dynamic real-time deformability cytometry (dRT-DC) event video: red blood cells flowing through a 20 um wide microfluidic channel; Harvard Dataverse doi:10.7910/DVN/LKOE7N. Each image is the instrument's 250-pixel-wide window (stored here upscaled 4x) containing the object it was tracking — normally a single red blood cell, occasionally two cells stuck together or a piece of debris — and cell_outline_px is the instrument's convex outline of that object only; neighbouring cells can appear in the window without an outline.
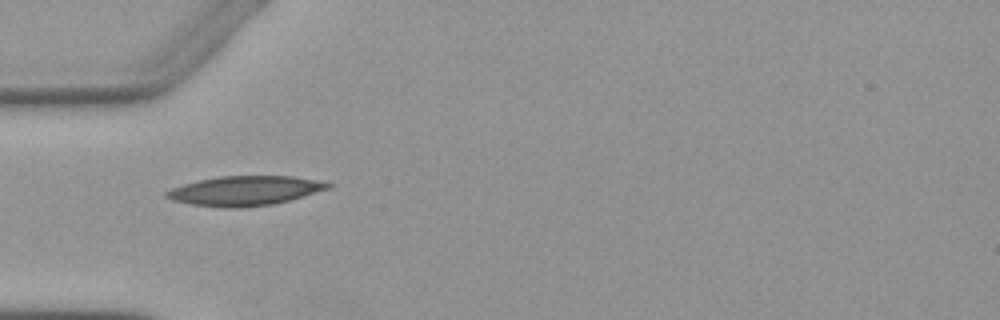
{"species": "Egyptian fruit bat (a non-hibernating species)", "species_latin": "Rousettus aegyptiacus", "temperature_condition": "warm", "stored_images_in_passage": 7, "camera_frame_rate_fps": 3000, "um_per_image_px": 0.085, "animal": {"sex": "female"}, "frame": {"image": 1, "passage_image": 4, "time_ms": 3.667, "image_size_px": [1000, 320], "cell_outline_px": [[332, 188], [288, 200], [272, 204], [240, 208], [224, 208], [192, 204], [172, 200], [164, 196], [164, 192], [172, 188], [184, 184], [200, 180], [220, 176], [292, 176], [316, 180], [332, 184]], "centroid_in_image_um": [20.8, 16.21], "position_along_channel_um": 64.2, "area_um2": 27.63}}
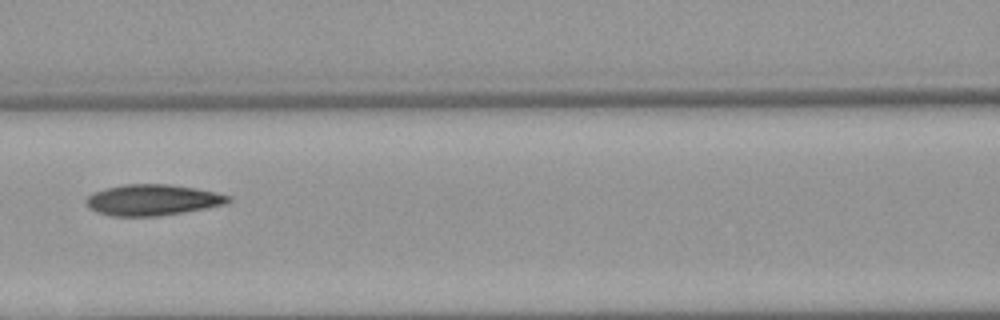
{"frame": {"image": 2, "passage_image": 6, "time_ms": 6.0, "image_size_px": [1000, 320], "cell_outline_px": [[232, 200], [224, 204], [184, 212], [160, 216], [108, 216], [96, 212], [88, 208], [84, 200], [92, 192], [104, 188], [124, 184], [168, 184], [196, 188], [216, 192], [232, 196]], "centroid_in_image_um": [12.92, 16.99], "position_along_channel_um": 153.7, "area_um2": 25.95}}
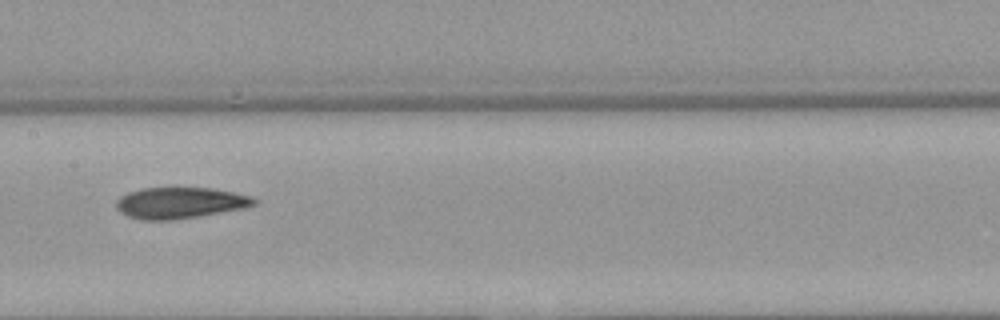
{"frame": {"image": 3, "passage_image": 7, "time_ms": 7.0, "image_size_px": [1000, 320], "cell_outline_px": [[256, 204], [244, 208], [200, 216], [172, 220], [140, 220], [128, 216], [120, 212], [116, 208], [116, 200], [120, 196], [128, 192], [144, 188], [208, 188], [232, 192], [252, 196], [256, 200]], "centroid_in_image_um": [15.27, 17.25], "position_along_channel_um": 192.1, "area_um2": 25.03}}